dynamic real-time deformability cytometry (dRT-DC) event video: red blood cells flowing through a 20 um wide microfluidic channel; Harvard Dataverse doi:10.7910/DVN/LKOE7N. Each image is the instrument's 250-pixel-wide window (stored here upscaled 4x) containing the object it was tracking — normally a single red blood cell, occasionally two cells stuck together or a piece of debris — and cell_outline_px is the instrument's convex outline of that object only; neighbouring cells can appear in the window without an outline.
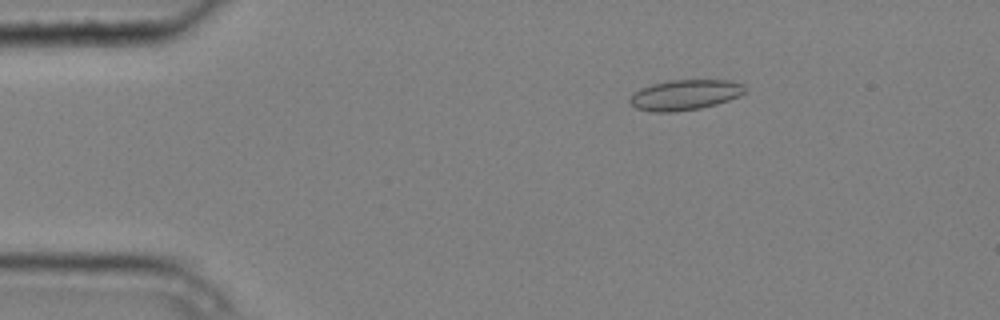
{"species": "common noctule bat (a hibernating species)", "species_latin": "Nyctalus noctula", "temperature_condition": "cold", "stored_images_in_passage": 4, "camera_frame_rate_fps": 3000, "um_per_image_px": 0.085, "animal": {"sex": "male", "body_mass_g": 20.4}, "frame": {"image": 1, "passage_image": 3, "time_ms": 0.667, "image_size_px": [1000, 320], "cell_outline_px": [[748, 92], [740, 96], [716, 104], [700, 108], [672, 112], [656, 112], [636, 108], [628, 100], [632, 92], [640, 88], [652, 84], [668, 80], [732, 80], [744, 84]], "centroid_in_image_um": [58.25, 8.05], "position_along_channel_um": 26.8, "area_um2": 20.58}}